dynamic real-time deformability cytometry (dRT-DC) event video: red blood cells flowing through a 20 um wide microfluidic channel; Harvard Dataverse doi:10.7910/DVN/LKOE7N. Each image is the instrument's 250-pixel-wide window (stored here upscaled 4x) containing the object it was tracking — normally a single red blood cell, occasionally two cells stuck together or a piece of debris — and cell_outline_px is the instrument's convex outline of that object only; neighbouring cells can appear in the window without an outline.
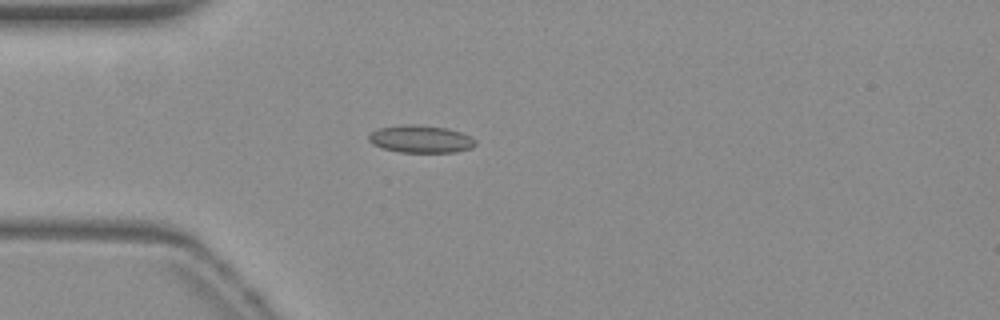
{"species": "common noctule bat (a hibernating species)", "species_latin": "Nyctalus noctula", "temperature_condition": "warm", "stored_images_in_passage": 18, "camera_frame_rate_fps": 3000, "um_per_image_px": 0.085, "animal": {"sex": "female", "body_mass_g": 19.3, "forearm_length_mm": 54.1}, "frame": {"image": 1, "passage_image": 1, "time_ms": 0.0, "image_size_px": [1000, 320], "cell_outline_px": [[476, 144], [472, 148], [456, 152], [400, 152], [384, 148], [372, 144], [368, 140], [368, 136], [372, 132], [380, 128], [408, 124], [416, 124], [448, 128], [460, 132], [476, 140]], "centroid_in_image_um": [35.78, 11.82], "position_along_channel_um": 49.2, "area_um2": 16.99}}
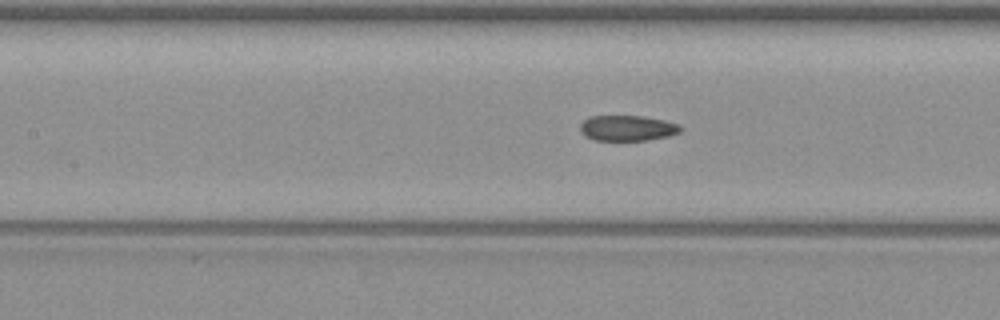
{"frame": {"image": 2, "passage_image": 10, "time_ms": 3.0, "image_size_px": [1000, 320], "cell_outline_px": [[680, 132], [668, 136], [648, 140], [592, 140], [584, 136], [580, 128], [580, 124], [584, 120], [592, 116], [644, 116], [664, 120], [680, 124]], "centroid_in_image_um": [53.32, 10.89], "position_along_channel_um": 154.1, "area_um2": 14.91}}
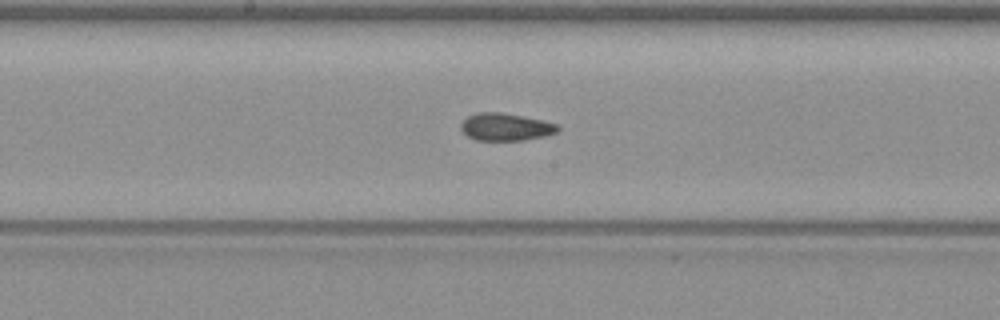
{"frame": {"image": 3, "passage_image": 14, "time_ms": 4.333, "image_size_px": [1000, 320], "cell_outline_px": [[560, 128], [556, 132], [544, 136], [524, 140], [476, 140], [468, 136], [460, 128], [460, 124], [468, 116], [476, 112], [500, 112], [540, 120], [556, 124]], "centroid_in_image_um": [42.94, 10.79], "position_along_channel_um": 205.3, "area_um2": 15.26}}